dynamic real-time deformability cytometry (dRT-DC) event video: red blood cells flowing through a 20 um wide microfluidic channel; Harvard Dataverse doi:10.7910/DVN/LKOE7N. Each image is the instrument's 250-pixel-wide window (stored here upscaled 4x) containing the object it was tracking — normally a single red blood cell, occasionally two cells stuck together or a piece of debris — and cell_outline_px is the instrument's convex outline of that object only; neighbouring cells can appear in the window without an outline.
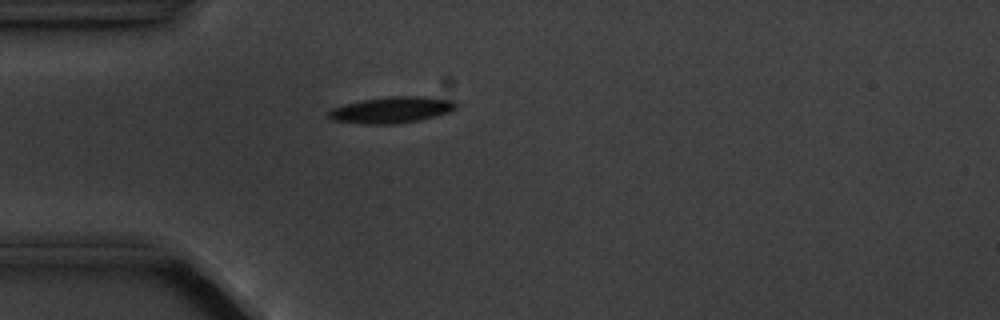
{"species": "common noctule bat (a hibernating species)", "species_latin": "Nyctalus noctula", "temperature_condition": "cold", "stored_images_in_passage": 4, "camera_frame_rate_fps": 3000, "um_per_image_px": 0.085, "animal": {"sex": "male", "body_mass_g": 20.1, "forearm_length_mm": 53.5}, "frame": {"image": 1, "passage_image": 4, "time_ms": 4.333, "image_size_px": [1000, 320], "cell_outline_px": [[460, 104], [456, 108], [448, 112], [436, 116], [420, 120], [392, 124], [368, 124], [332, 120], [328, 116], [328, 112], [332, 108], [344, 104], [360, 100], [388, 96], [420, 96], [456, 100]], "centroid_in_image_um": [33.32, 9.33], "position_along_channel_um": 51.7, "area_um2": 19.65}}